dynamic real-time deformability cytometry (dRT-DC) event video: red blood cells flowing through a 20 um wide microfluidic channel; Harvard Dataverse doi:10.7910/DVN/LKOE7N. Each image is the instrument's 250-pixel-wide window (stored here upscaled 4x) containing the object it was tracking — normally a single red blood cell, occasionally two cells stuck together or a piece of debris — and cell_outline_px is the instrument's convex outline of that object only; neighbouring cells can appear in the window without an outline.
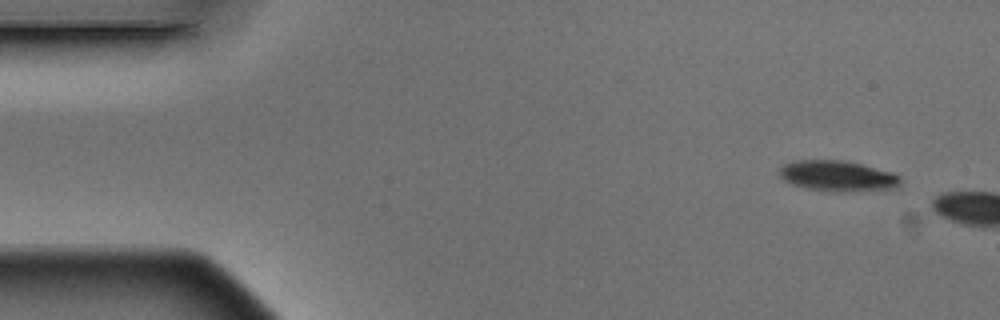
{"species": "Egyptian fruit bat (a non-hibernating species)", "species_latin": "Rousettus aegyptiacus", "temperature_condition": "warm", "stored_images_in_passage": 2, "camera_frame_rate_fps": 3000, "um_per_image_px": 0.085, "animal": {"sex": "male"}, "frame": {"image": 1, "passage_image": 1, "time_ms": 0.0, "image_size_px": [1000, 320], "cell_outline_px": [[900, 180], [892, 188], [840, 192], [804, 188], [792, 184], [784, 180], [780, 176], [780, 168], [784, 164], [796, 160], [844, 160], [892, 172], [900, 176]], "centroid_in_image_um": [71.14, 14.95], "position_along_channel_um": 13.9, "area_um2": 21.27}}